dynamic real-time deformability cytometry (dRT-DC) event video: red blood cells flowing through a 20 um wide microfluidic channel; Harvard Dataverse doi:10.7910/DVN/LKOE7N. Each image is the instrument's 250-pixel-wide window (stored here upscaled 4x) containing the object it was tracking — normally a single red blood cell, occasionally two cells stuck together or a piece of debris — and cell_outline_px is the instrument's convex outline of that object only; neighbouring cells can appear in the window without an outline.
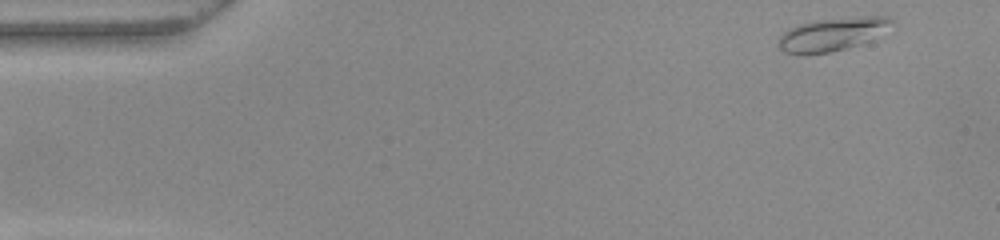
{"species": "common noctule bat (a hibernating species)", "species_latin": "Nyctalus noctula", "temperature_condition": "warm", "stored_images_in_passage": 49, "camera_frame_rate_fps": 3000, "um_per_image_px": 0.085, "animal": {"sex": "female", "body_mass_g": 22.0, "forearm_length_mm": 56.7}, "frame": {"image": 1, "passage_image": 1, "time_ms": 0.0, "image_size_px": [1000, 240], "cell_outline_px": [[892, 20], [864, 40], [856, 44], [844, 48], [828, 52], [804, 56], [784, 52], [780, 48], [780, 36], [784, 32], [800, 24], [812, 20], [860, 16], [888, 16]], "centroid_in_image_um": [70.54, 2.91], "position_along_channel_um": 14.5, "area_um2": 20.75}}
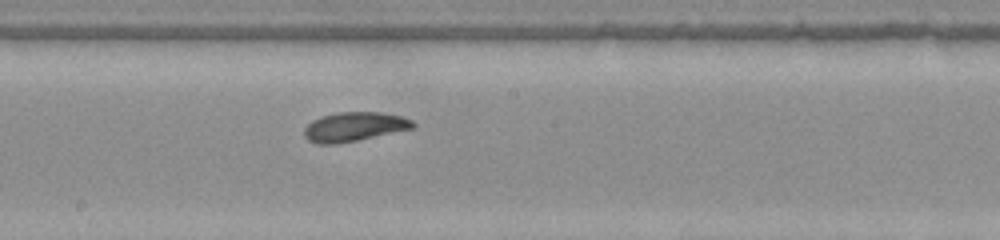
{"frame": {"image": 2, "passage_image": 25, "time_ms": 8.0, "image_size_px": [1000, 240], "cell_outline_px": [[416, 124], [412, 128], [356, 140], [336, 144], [316, 144], [308, 140], [304, 136], [304, 128], [312, 120], [320, 116], [336, 112], [380, 112], [400, 116], [412, 120]], "centroid_in_image_um": [30.05, 10.76], "position_along_channel_um": 218.2, "area_um2": 18.38}}
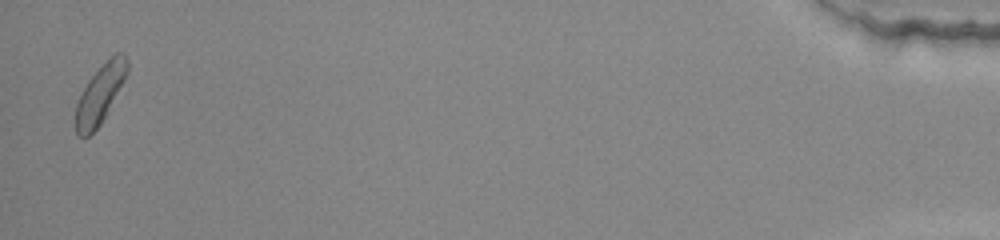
{"frame": {"image": 3, "passage_image": 48, "time_ms": 15.667, "image_size_px": [1000, 240], "cell_outline_px": [[128, 72], [124, 80], [100, 124], [88, 136], [76, 136], [76, 104], [88, 80], [116, 52], [124, 52], [128, 60]], "centroid_in_image_um": [8.52, 7.98], "position_along_channel_um": 426.7, "area_um2": 16.99}, "authors_computed_cell_mechanics": {"area_um2": 18.3804, "velocity_mm_per_s": 3.9371, "shape_relaxation_time_tau1_ms": 2.8412, "shape_relaxation_time_tau2_ms": 1.5915, "deformation_change_tau1": 0.1149, "deformation_change_tau2": 0.0716}}